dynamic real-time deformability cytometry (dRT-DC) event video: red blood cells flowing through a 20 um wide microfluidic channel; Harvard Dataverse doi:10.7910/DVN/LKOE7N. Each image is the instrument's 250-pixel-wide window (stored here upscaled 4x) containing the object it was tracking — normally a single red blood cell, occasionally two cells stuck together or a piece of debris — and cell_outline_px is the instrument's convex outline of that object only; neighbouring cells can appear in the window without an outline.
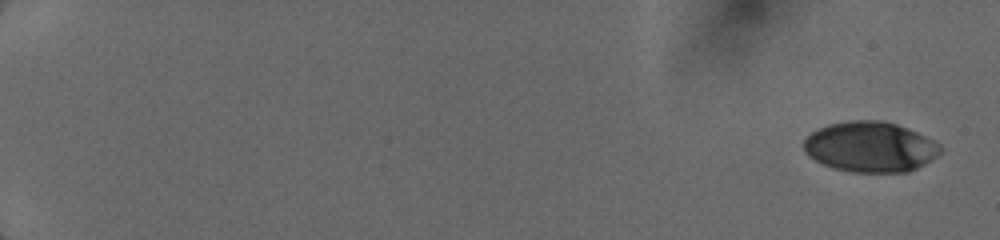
{"species": "human", "species_latin": "Homo sapiens", "temperature_condition": "cold", "stored_images_in_passage": 9, "camera_frame_rate_fps": 3000, "um_per_image_px": 0.085, "donor": {"sex": "female"}, "frame": {"image": 1, "passage_image": 1, "time_ms": 0.0, "image_size_px": [1000, 240], "cell_outline_px": [[944, 148], [936, 156], [924, 164], [908, 172], [852, 172], [832, 168], [808, 156], [804, 152], [804, 140], [812, 132], [828, 124], [848, 120], [884, 120], [908, 128], [940, 144]], "centroid_in_image_um": [73.97, 12.48], "position_along_channel_um": 11.0, "area_um2": 40.11}}
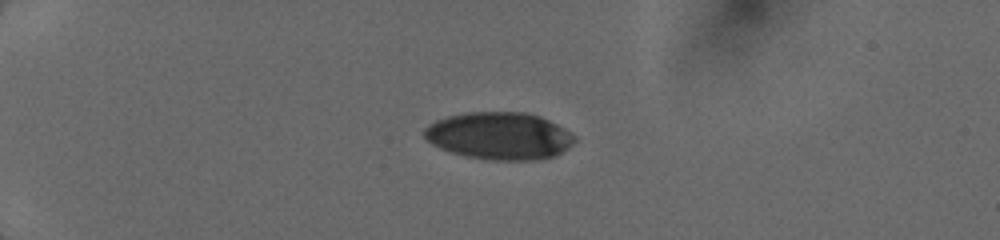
{"frame": {"image": 2, "passage_image": 6, "time_ms": 4.333, "image_size_px": [1000, 240], "cell_outline_px": [[576, 140], [568, 148], [556, 156], [536, 160], [492, 160], [464, 156], [440, 148], [432, 144], [424, 136], [424, 128], [428, 124], [436, 120], [448, 116], [464, 112], [524, 112], [540, 116], [564, 128], [576, 136]], "centroid_in_image_um": [42.45, 11.55], "position_along_channel_um": 42.5, "area_um2": 41.62}}
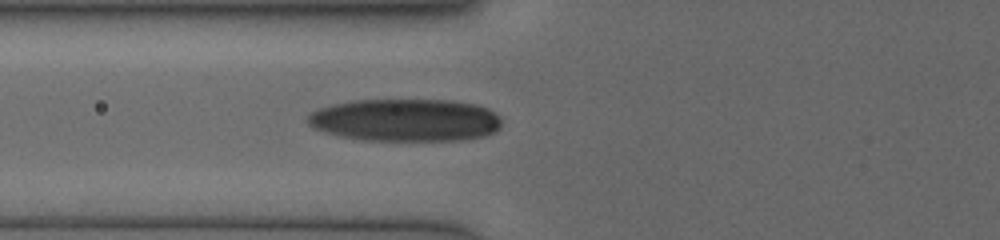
{"frame": {"image": 3, "passage_image": 9, "time_ms": 7.0, "image_size_px": [1000, 240], "cell_outline_px": [[500, 128], [496, 132], [484, 136], [464, 140], [364, 140], [344, 136], [312, 128], [308, 124], [308, 116], [312, 112], [320, 108], [336, 104], [356, 100], [452, 100], [476, 104], [488, 108], [500, 116]], "centroid_in_image_um": [34.53, 10.2], "position_along_channel_um": 91.3, "area_um2": 47.97}}